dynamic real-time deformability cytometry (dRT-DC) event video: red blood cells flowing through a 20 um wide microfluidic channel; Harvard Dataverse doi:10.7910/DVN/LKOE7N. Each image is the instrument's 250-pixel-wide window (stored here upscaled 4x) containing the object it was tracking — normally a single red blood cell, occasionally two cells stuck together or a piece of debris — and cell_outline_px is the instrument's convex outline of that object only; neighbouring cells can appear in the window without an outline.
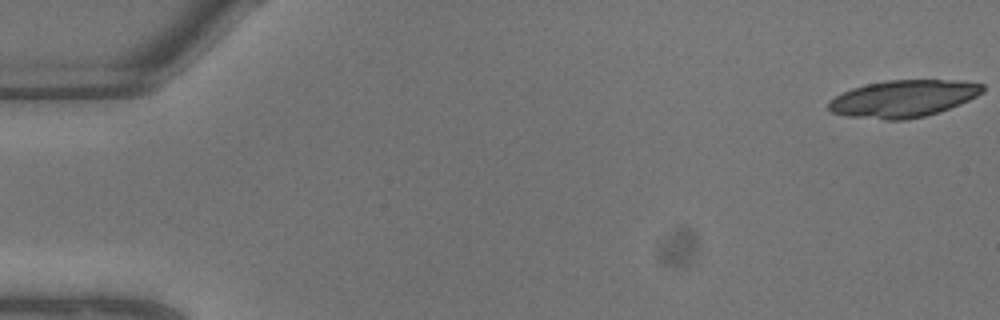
{"species": "common noctule bat (a hibernating species)", "species_latin": "Nyctalus noctula", "temperature_condition": "warm", "stored_images_in_passage": 7, "camera_frame_rate_fps": 3000, "um_per_image_px": 0.085, "animal": {"sex": "male", "body_mass_g": 13.3}, "frame": {"image": 1, "passage_image": 1, "time_ms": 0.0, "image_size_px": [1000, 320], "cell_outline_px": [[984, 92], [960, 104], [940, 112], [924, 116], [904, 120], [884, 120], [844, 116], [832, 112], [828, 108], [828, 104], [836, 96], [852, 88], [868, 84], [888, 80], [964, 80], [984, 84]], "centroid_in_image_um": [76.82, 8.38], "position_along_channel_um": 8.2, "area_um2": 33.35}}
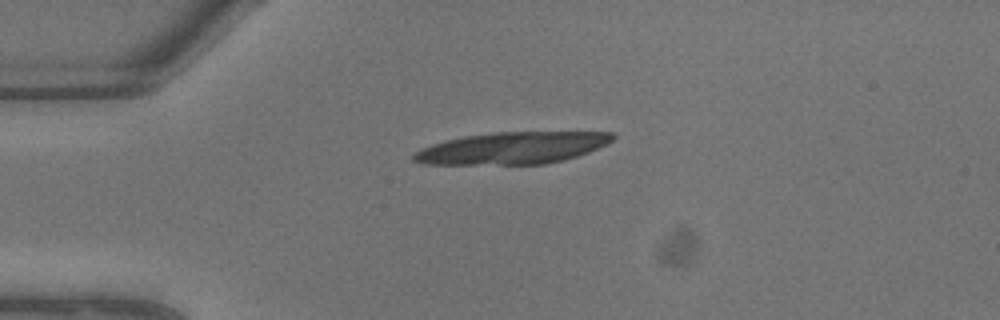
{"frame": {"image": 2, "passage_image": 6, "time_ms": 1.667, "image_size_px": [1000, 320], "cell_outline_px": [[616, 136], [608, 144], [588, 152], [576, 156], [544, 164], [424, 164], [412, 160], [412, 156], [420, 148], [432, 144], [464, 136], [492, 132], [612, 132]], "centroid_in_image_um": [43.54, 12.58], "position_along_channel_um": 41.5, "area_um2": 36.82}}